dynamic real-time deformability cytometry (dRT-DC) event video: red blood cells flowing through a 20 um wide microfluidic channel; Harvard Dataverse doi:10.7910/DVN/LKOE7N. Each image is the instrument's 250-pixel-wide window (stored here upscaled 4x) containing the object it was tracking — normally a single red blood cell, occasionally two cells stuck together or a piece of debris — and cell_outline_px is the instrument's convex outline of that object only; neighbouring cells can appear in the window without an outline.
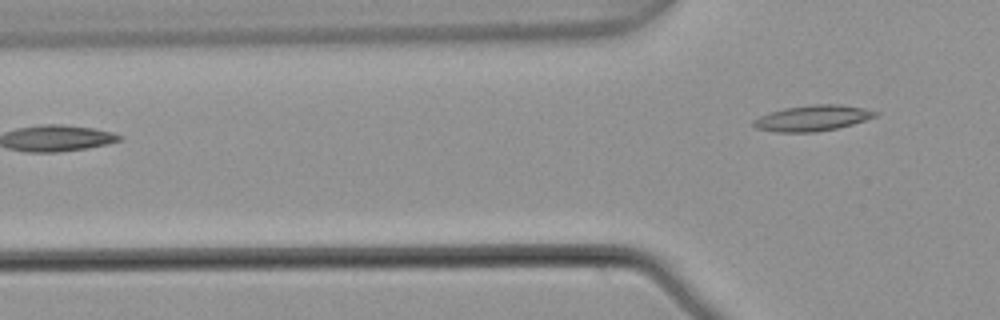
{"species": "common noctule bat (a hibernating species)", "species_latin": "Nyctalus noctula", "temperature_condition": "warm", "stored_images_in_passage": 5, "camera_frame_rate_fps": 3000, "um_per_image_px": 0.085, "animal": {"sex": "male", "body_mass_g": 21.5, "forearm_length_mm": 52.0}, "frame": {"image": 1, "passage_image": 5, "time_ms": 1.333, "image_size_px": [1000, 320], "cell_outline_px": [[880, 112], [876, 116], [852, 124], [836, 128], [816, 132], [776, 132], [756, 128], [752, 124], [752, 120], [768, 112], [784, 108], [812, 104], [840, 104], [864, 108]], "centroid_in_image_um": [69.04, 10.03], "position_along_channel_um": 56.8, "area_um2": 18.32}}